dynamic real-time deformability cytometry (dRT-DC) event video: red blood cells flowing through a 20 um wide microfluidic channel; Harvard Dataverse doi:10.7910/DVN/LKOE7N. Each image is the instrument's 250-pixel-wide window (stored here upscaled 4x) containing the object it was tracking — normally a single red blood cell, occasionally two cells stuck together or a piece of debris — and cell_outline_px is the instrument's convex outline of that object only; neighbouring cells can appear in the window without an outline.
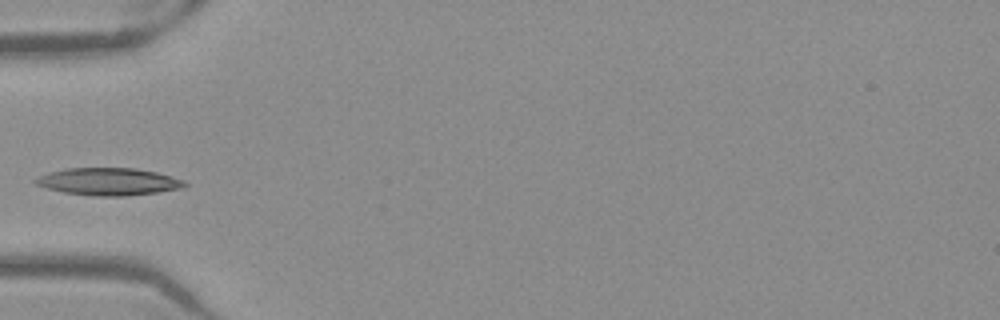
{"species": "Egyptian fruit bat (a non-hibernating species)", "species_latin": "Rousettus aegyptiacus", "temperature_condition": "warm", "stored_images_in_passage": 35, "camera_frame_rate_fps": 3000, "um_per_image_px": 0.085, "frame": {"image": 1, "passage_image": 1, "time_ms": 0.0, "image_size_px": [1000, 320], "cell_outline_px": [[188, 184], [180, 188], [156, 192], [124, 196], [92, 196], [64, 192], [48, 188], [36, 184], [32, 180], [48, 172], [64, 168], [136, 168], [156, 172], [172, 176], [184, 180]], "centroid_in_image_um": [9.21, 15.43], "position_along_channel_um": 75.8, "area_um2": 23.7}}
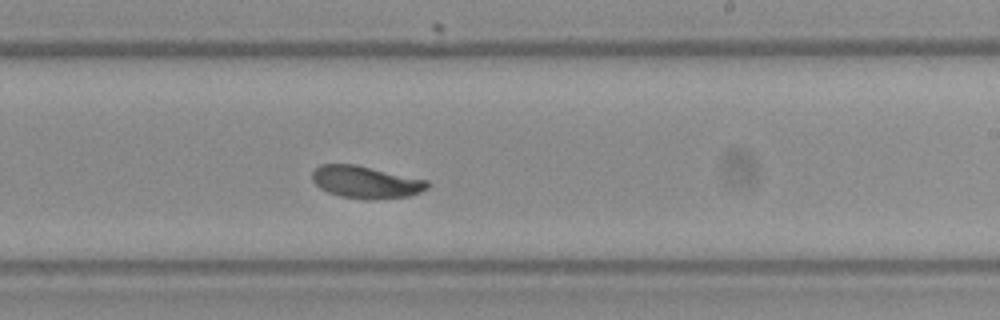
{"frame": {"image": 2, "passage_image": 15, "time_ms": 4.667, "image_size_px": [1000, 320], "cell_outline_px": [[432, 184], [428, 188], [420, 192], [408, 196], [376, 200], [368, 200], [340, 196], [328, 192], [320, 188], [312, 180], [312, 172], [320, 164], [356, 164], [428, 180]], "centroid_in_image_um": [31.12, 15.48], "position_along_channel_um": 257.9, "area_um2": 21.91}}
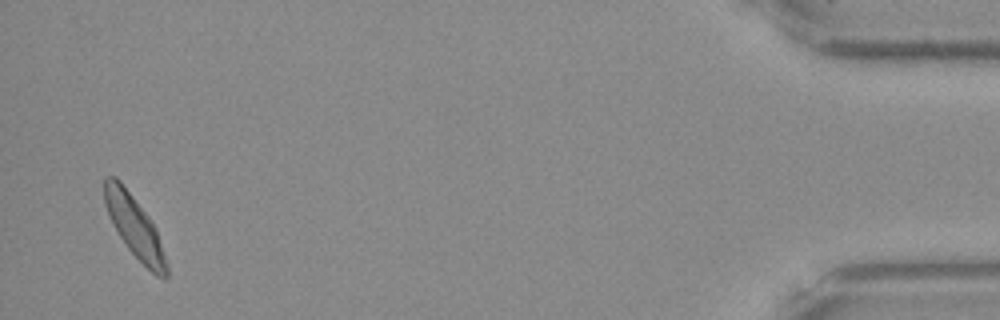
{"frame": {"image": 3, "passage_image": 34, "time_ms": 11.0, "image_size_px": [1000, 320], "cell_outline_px": [[168, 276], [164, 280], [156, 276], [128, 248], [120, 236], [104, 204], [104, 176], [116, 176], [120, 180], [148, 216], [156, 228], [168, 264]], "centroid_in_image_um": [11.46, 19.27], "position_along_channel_um": 423.7, "area_um2": 21.91}}